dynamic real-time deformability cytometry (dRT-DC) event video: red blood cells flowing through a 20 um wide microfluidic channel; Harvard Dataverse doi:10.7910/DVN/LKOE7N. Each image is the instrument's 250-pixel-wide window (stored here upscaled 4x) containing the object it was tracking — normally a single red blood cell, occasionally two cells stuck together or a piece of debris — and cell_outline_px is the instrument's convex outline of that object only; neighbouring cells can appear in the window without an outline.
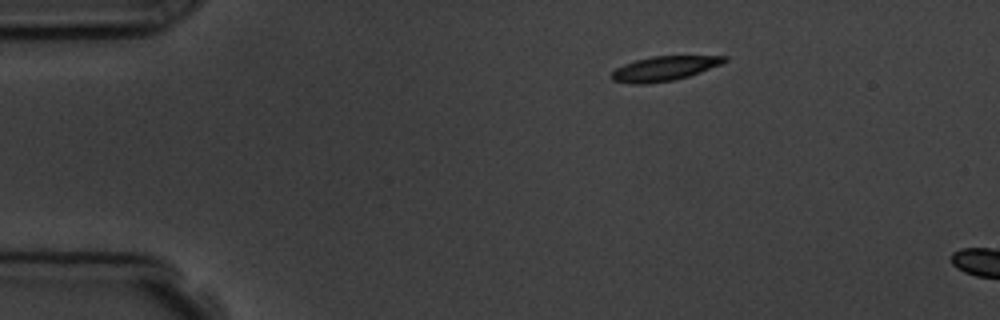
{"species": "common noctule bat (a hibernating species)", "species_latin": "Nyctalus noctula", "temperature_condition": "room temperature", "stored_images_in_passage": 2, "camera_frame_rate_fps": 3000, "um_per_image_px": 0.085, "animal": {"sex": "male", "body_mass_g": 19.5, "forearm_length_mm": 54.6}, "frame": {"image": 1, "passage_image": 1, "time_ms": 0.0, "image_size_px": [1000, 320], "cell_outline_px": [[728, 60], [720, 64], [700, 72], [676, 80], [648, 84], [632, 84], [612, 80], [612, 72], [616, 68], [624, 64], [636, 60], [652, 56], [728, 56]], "centroid_in_image_um": [56.45, 5.83], "position_along_channel_um": 28.6, "area_um2": 16.07}}